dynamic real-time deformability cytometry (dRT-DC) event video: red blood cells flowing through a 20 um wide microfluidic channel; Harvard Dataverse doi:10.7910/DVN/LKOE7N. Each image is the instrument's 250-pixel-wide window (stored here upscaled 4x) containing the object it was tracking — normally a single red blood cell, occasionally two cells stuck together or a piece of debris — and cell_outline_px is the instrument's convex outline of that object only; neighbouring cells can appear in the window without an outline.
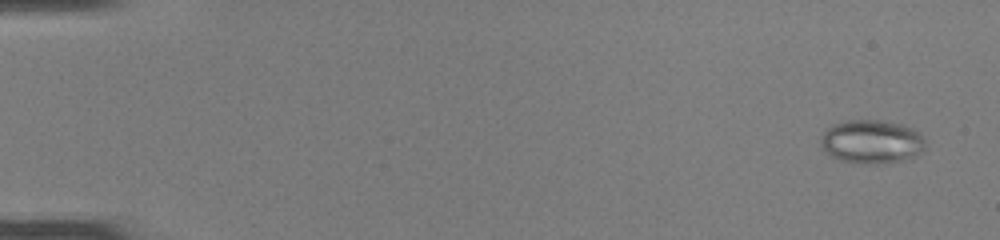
{"species": "common noctule bat (a hibernating species)", "species_latin": "Nyctalus noctula", "temperature_condition": "room temperature", "stored_images_in_passage": 50, "camera_frame_rate_fps": 3000, "um_per_image_px": 0.085, "animal": {"sex": "female", "body_mass_g": 22.0, "forearm_length_mm": 56.7}, "frame": {"image": 1, "passage_image": 3, "time_ms": 0.667, "image_size_px": [1000, 240], "cell_outline_px": [[924, 148], [912, 156], [904, 160], [876, 164], [868, 164], [840, 160], [832, 156], [820, 144], [820, 140], [824, 132], [832, 124], [844, 120], [880, 120], [904, 124], [920, 132], [924, 136]], "centroid_in_image_um": [74.09, 12.02], "position_along_channel_um": 10.9, "area_um2": 26.53}}
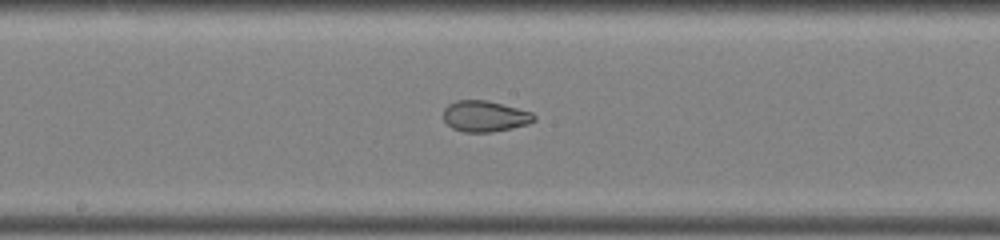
{"frame": {"image": 2, "passage_image": 28, "time_ms": 9.0, "image_size_px": [1000, 240], "cell_outline_px": [[536, 120], [528, 124], [512, 128], [492, 132], [464, 132], [452, 128], [444, 120], [444, 108], [448, 104], [456, 100], [488, 100], [532, 112], [536, 116]], "centroid_in_image_um": [41.22, 9.88], "position_along_channel_um": 207.0, "area_um2": 16.47}}
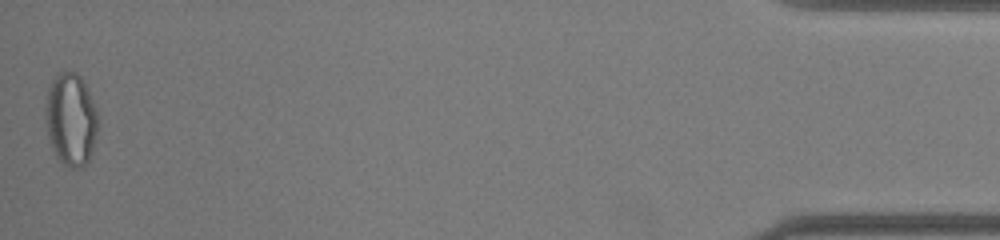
{"frame": {"image": 3, "passage_image": 50, "time_ms": 16.333, "image_size_px": [1000, 240], "cell_outline_px": [[96, 132], [92, 148], [88, 160], [84, 164], [76, 168], [64, 168], [56, 156], [48, 136], [44, 108], [48, 88], [52, 80], [60, 72], [76, 72], [80, 76], [96, 108]], "centroid_in_image_um": [5.98, 10.16], "position_along_channel_um": 429.2, "area_um2": 27.92}, "authors_computed_cell_mechanics": {"area_um2": 22.3397, "velocity_mm_per_s": 4.15, "shape_relaxation_time_tau1_ms": null, "shape_relaxation_time_tau2_ms": 1.2539, "deformation_change_tau1": null, "deformation_change_tau2": 0.0635}}